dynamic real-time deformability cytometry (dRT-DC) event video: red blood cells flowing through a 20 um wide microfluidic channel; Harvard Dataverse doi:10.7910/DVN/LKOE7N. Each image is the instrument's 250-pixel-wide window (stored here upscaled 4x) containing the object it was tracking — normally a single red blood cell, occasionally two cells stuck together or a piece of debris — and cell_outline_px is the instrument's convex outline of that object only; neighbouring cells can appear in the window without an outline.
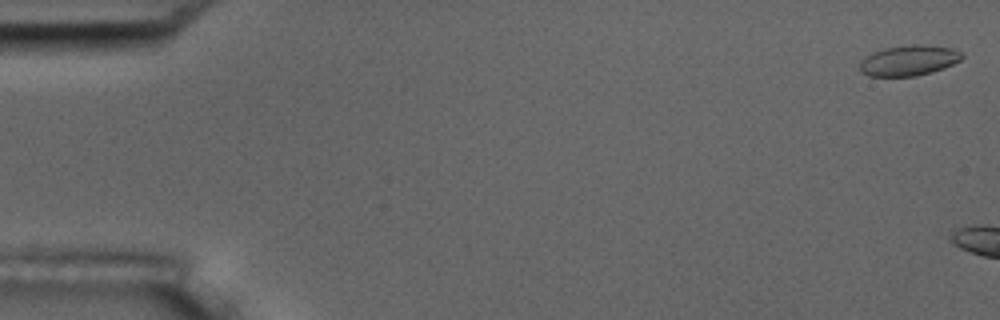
{"species": "common noctule bat (a hibernating species)", "species_latin": "Nyctalus noctula", "temperature_condition": "room temperature", "stored_images_in_passage": 3, "camera_frame_rate_fps": 3000, "um_per_image_px": 0.085, "animal": {"sex": "male", "body_mass_g": 17.5, "forearm_length_mm": 52.3}, "frame": {"image": 1, "passage_image": 1, "time_ms": 0.0, "image_size_px": [1000, 320], "cell_outline_px": [[964, 56], [960, 60], [944, 68], [932, 72], [916, 76], [868, 76], [860, 72], [860, 60], [872, 52], [884, 48], [912, 44], [916, 44], [952, 48], [960, 52]], "centroid_in_image_um": [77.22, 5.14], "position_along_channel_um": 7.8, "area_um2": 18.15}}